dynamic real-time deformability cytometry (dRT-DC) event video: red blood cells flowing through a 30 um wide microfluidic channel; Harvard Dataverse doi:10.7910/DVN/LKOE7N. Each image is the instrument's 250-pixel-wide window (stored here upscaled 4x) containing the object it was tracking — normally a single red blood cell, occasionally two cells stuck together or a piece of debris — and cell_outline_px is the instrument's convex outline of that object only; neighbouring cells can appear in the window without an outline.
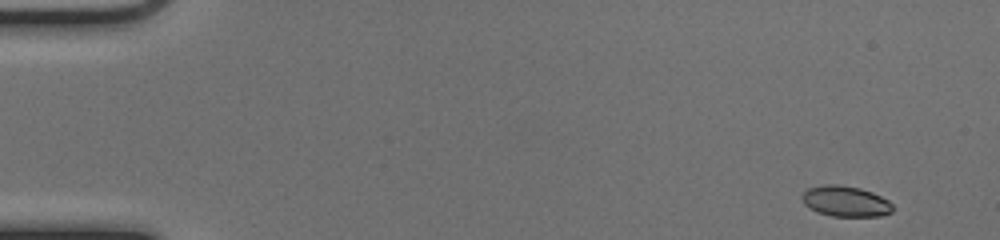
{"species": "common noctule bat (a hibernating species)", "species_latin": "Nyctalus noctula", "temperature_condition": "cold", "stored_images_in_passage": 50, "camera_frame_rate_fps": 3000, "um_per_image_px": 0.085, "animal": {"sex": "female", "body_mass_g": 17.0, "forearm_length_mm": 48.0}, "frame": {"image": 1, "passage_image": 1, "time_ms": 0.0, "image_size_px": [1000, 240], "cell_outline_px": [[892, 212], [880, 216], [832, 216], [816, 212], [804, 204], [800, 196], [808, 188], [824, 184], [836, 184], [860, 188], [872, 192], [888, 200], [892, 204]], "centroid_in_image_um": [71.85, 17.11], "position_along_channel_um": 13.2, "area_um2": 16.24}}
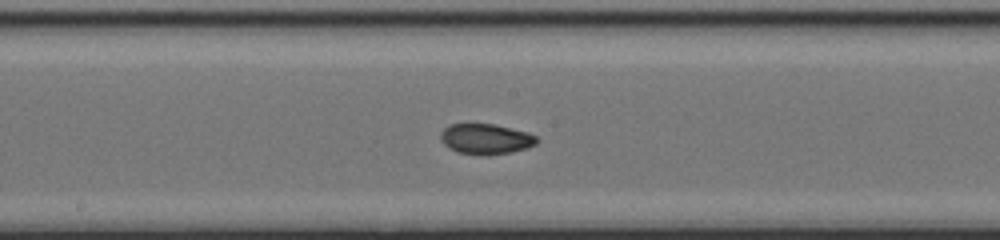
{"frame": {"image": 2, "passage_image": 26, "time_ms": 8.333, "image_size_px": [1000, 240], "cell_outline_px": [[540, 140], [536, 144], [528, 148], [512, 152], [488, 156], [480, 156], [456, 152], [448, 148], [440, 140], [440, 132], [448, 124], [496, 124], [528, 132], [536, 136]], "centroid_in_image_um": [41.29, 11.83], "position_along_channel_um": 206.9, "area_um2": 17.57}}
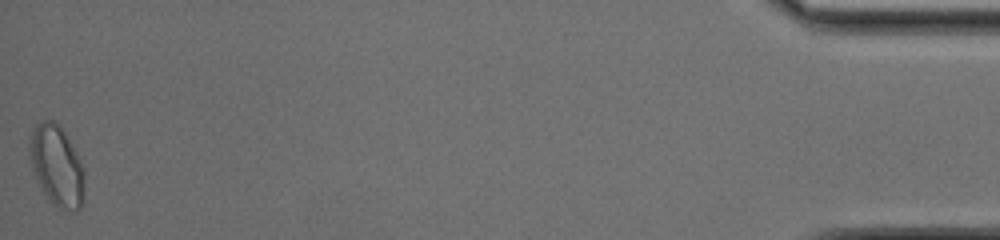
{"frame": {"image": 3, "passage_image": 50, "time_ms": 16.333, "image_size_px": [1000, 240], "cell_outline_px": [[84, 200], [80, 208], [76, 212], [60, 208], [52, 204], [44, 192], [36, 176], [32, 164], [28, 148], [28, 140], [32, 128], [36, 124], [44, 120], [56, 120], [64, 132], [76, 152], [84, 168]], "centroid_in_image_um": [4.84, 14.07], "position_along_channel_um": 430.4, "area_um2": 25.84}, "authors_computed_cell_mechanics": {"area_um2": 16.7909, "velocity_mm_per_s": 3.9816, "shape_relaxation_time_tau1_ms": null, "shape_relaxation_time_tau2_ms": 1.1417, "deformation_change_tau1": null, "deformation_change_tau2": 0.0383}}